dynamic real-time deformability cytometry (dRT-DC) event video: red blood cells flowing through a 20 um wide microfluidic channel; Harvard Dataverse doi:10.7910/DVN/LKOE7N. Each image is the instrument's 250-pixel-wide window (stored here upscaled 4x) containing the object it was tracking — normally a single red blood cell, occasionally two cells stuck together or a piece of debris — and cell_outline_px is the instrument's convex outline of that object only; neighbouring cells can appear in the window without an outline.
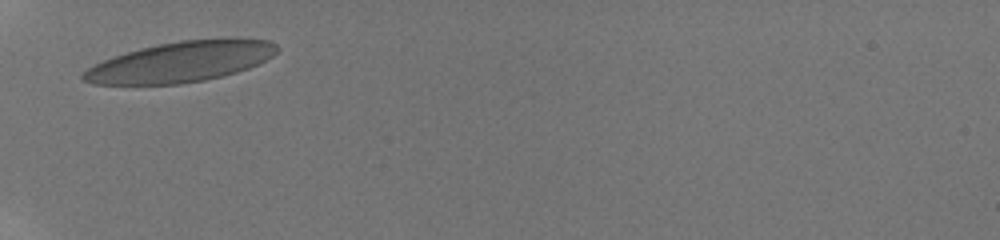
{"species": "human", "species_latin": "Homo sapiens", "temperature_condition": "room temperature", "stored_images_in_passage": 3, "camera_frame_rate_fps": 3000, "um_per_image_px": 0.085, "donor": {"sex": "male"}, "frame": {"image": 1, "passage_image": 1, "time_ms": 0.0, "image_size_px": [1000, 240], "cell_outline_px": [[280, 48], [272, 56], [248, 68], [236, 72], [204, 80], [180, 84], [92, 84], [80, 80], [80, 76], [88, 68], [104, 60], [140, 48], [180, 40], [224, 36], [236, 36], [268, 40], [276, 44]], "centroid_in_image_um": [15.43, 5.22], "position_along_channel_um": 69.6, "area_um2": 46.07}}
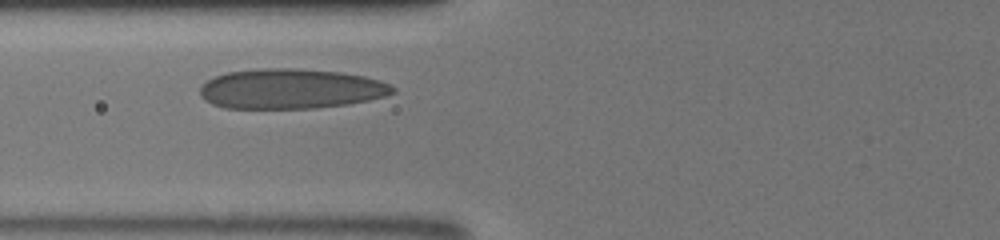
{"frame": {"image": 2, "passage_image": 2, "time_ms": 1.0, "image_size_px": [1000, 240], "cell_outline_px": [[396, 92], [384, 96], [368, 100], [348, 104], [316, 108], [224, 108], [212, 104], [204, 100], [200, 96], [200, 88], [208, 80], [216, 76], [228, 72], [260, 68], [296, 68], [336, 72], [364, 76], [380, 80], [396, 88]], "centroid_in_image_um": [24.71, 7.55], "position_along_channel_um": 101.1, "area_um2": 44.85}}